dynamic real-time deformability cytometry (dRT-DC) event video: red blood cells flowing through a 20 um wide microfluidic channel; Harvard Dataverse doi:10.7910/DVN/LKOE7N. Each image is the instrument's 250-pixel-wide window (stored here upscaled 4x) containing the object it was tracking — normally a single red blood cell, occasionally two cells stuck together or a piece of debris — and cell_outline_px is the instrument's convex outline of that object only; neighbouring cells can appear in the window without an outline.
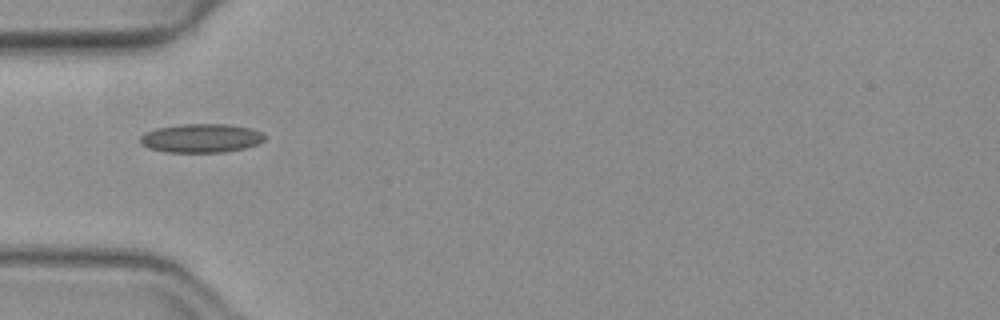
{"species": "common noctule bat (a hibernating species)", "species_latin": "Nyctalus noctula", "temperature_condition": "warm", "stored_images_in_passage": 36, "camera_frame_rate_fps": 3000, "um_per_image_px": 0.085, "animal": {"sex": "female", "body_mass_g": 19.3, "forearm_length_mm": 54.1}, "frame": {"image": 1, "passage_image": 1, "time_ms": 0.0, "image_size_px": [1000, 320], "cell_outline_px": [[264, 140], [256, 144], [244, 148], [224, 152], [168, 152], [148, 148], [140, 144], [140, 136], [144, 132], [156, 128], [180, 124], [228, 124], [252, 128], [260, 132], [264, 136]], "centroid_in_image_um": [17.06, 11.74], "position_along_channel_um": 67.9, "area_um2": 20.92}}
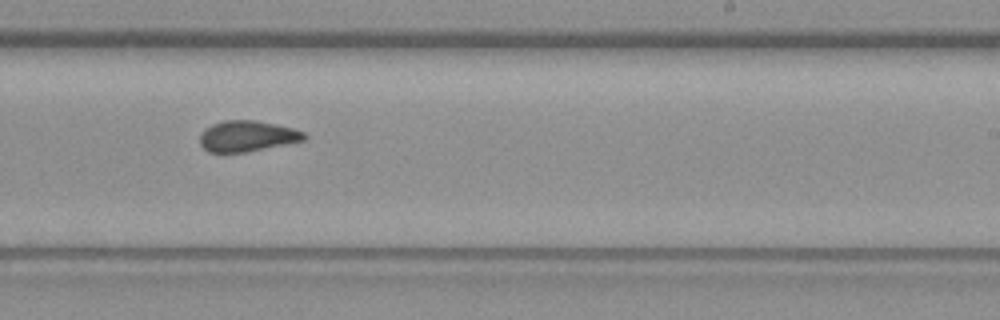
{"frame": {"image": 2, "passage_image": 16, "time_ms": 5.0, "image_size_px": [1000, 320], "cell_outline_px": [[308, 136], [304, 140], [244, 152], [208, 152], [200, 144], [200, 136], [204, 128], [212, 124], [224, 120], [256, 120], [276, 124], [292, 128], [304, 132]], "centroid_in_image_um": [20.99, 11.55], "position_along_channel_um": 268.0, "area_um2": 18.61}}
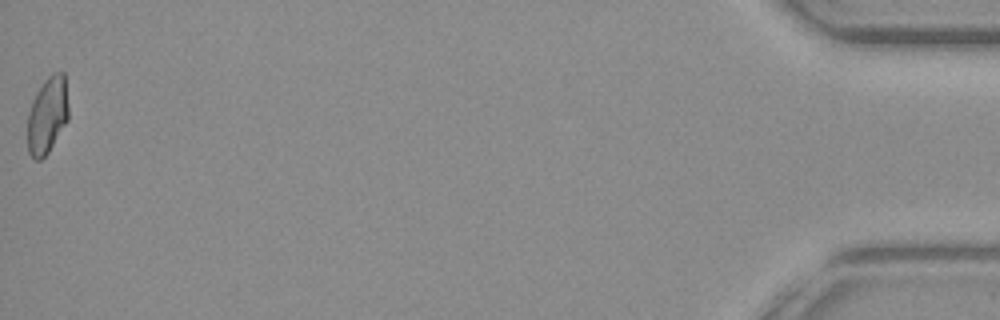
{"frame": {"image": 3, "passage_image": 36, "time_ms": 11.667, "image_size_px": [1000, 320], "cell_outline_px": [[68, 120], [48, 152], [40, 160], [36, 160], [28, 152], [28, 112], [32, 100], [36, 92], [44, 80], [52, 72], [64, 72], [68, 104]], "centroid_in_image_um": [4.03, 9.76], "position_along_channel_um": 431.2, "area_um2": 18.32}, "authors_computed_cell_mechanics": {"area_um2": 18.6694, "velocity_mm_per_s": 3.9985, "shape_relaxation_time_tau1_ms": null, "shape_relaxation_time_tau2_ms": 1.3546, "deformation_change_tau1": null, "deformation_change_tau2": 0.0704}}